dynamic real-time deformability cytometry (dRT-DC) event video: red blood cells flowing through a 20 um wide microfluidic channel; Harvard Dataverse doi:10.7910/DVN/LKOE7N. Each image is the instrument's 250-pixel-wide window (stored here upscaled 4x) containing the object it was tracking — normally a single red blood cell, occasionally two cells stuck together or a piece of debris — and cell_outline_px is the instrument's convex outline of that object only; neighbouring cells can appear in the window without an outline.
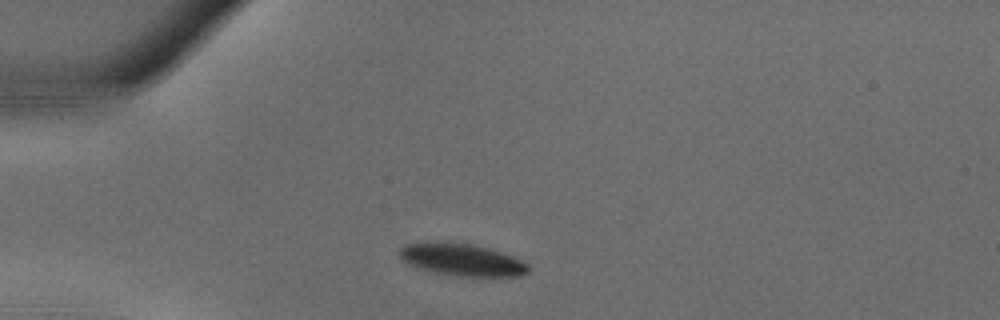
{"species": "common noctule bat (a hibernating species)", "species_latin": "Nyctalus noctula", "temperature_condition": "warm", "stored_images_in_passage": 28, "camera_frame_rate_fps": 3000, "um_per_image_px": 0.085, "animal": {"sex": "male", "body_mass_g": 18.8}, "frame": {"image": 1, "passage_image": 1, "time_ms": 0.0, "image_size_px": [1000, 320], "cell_outline_px": [[532, 268], [528, 272], [520, 276], [460, 276], [436, 272], [420, 268], [408, 264], [400, 260], [400, 248], [408, 244], [472, 244], [488, 248], [512, 256], [528, 264]], "centroid_in_image_um": [39.33, 22.12], "position_along_channel_um": 45.7, "area_um2": 23.29}}
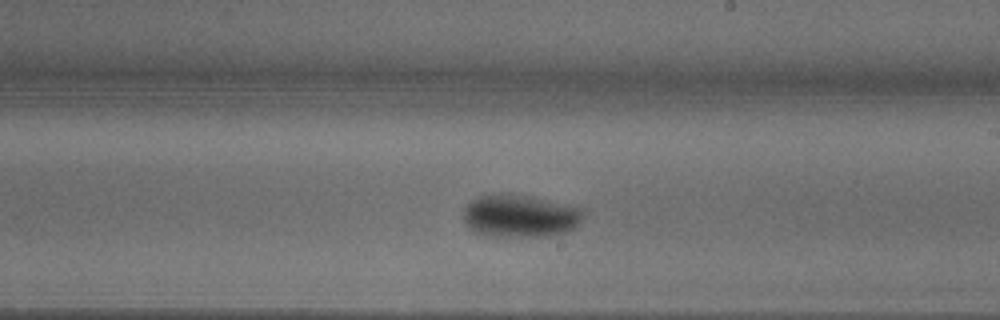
{"frame": {"image": 2, "passage_image": 13, "time_ms": 4.0, "image_size_px": [1000, 320], "cell_outline_px": [[584, 212], [576, 228], [564, 232], [548, 236], [488, 236], [476, 232], [464, 220], [464, 208], [472, 200], [480, 196], [504, 192], [524, 196], [580, 208]], "centroid_in_image_um": [44.18, 18.36], "position_along_channel_um": 244.8, "area_um2": 29.19}}
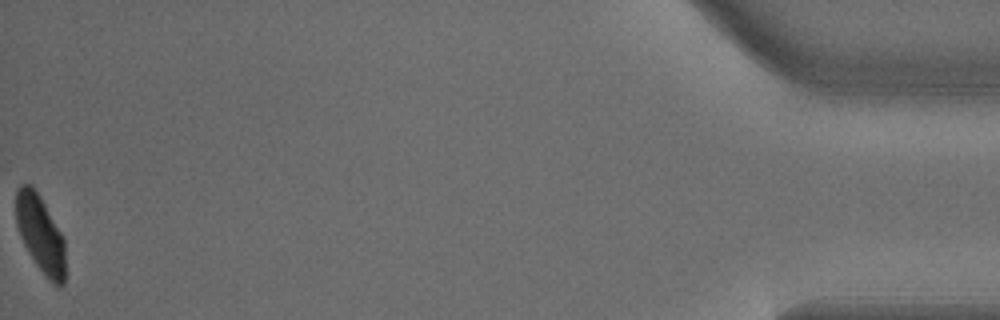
{"frame": {"image": 3, "passage_image": 28, "time_ms": 9.0, "image_size_px": [1000, 320], "cell_outline_px": [[64, 284], [60, 288], [56, 288], [48, 280], [36, 264], [28, 252], [20, 236], [16, 224], [16, 192], [20, 184], [32, 184], [40, 196], [64, 236]], "centroid_in_image_um": [3.44, 19.9], "position_along_channel_um": 431.8, "area_um2": 22.43}}